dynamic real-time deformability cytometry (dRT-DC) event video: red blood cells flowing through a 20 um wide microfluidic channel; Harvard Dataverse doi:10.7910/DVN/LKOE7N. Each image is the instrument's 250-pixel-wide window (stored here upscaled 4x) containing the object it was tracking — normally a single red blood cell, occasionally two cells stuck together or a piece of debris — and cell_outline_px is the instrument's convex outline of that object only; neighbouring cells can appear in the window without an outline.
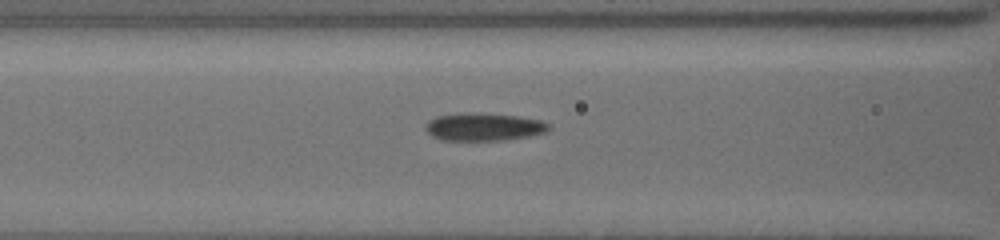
{"species": "common noctule bat (a hibernating species)", "species_latin": "Nyctalus noctula", "temperature_condition": "cold", "stored_images_in_passage": 16, "camera_frame_rate_fps": 3000, "um_per_image_px": 0.085, "animal": {"sex": "female", "body_mass_g": 19.5, "forearm_length_mm": 54.1}, "frame": {"image": 1, "passage_image": 14, "time_ms": 4.333, "image_size_px": [1000, 240], "cell_outline_px": [[548, 128], [544, 132], [528, 136], [504, 140], [440, 140], [432, 136], [424, 128], [428, 120], [436, 116], [516, 116], [540, 120], [548, 124]], "centroid_in_image_um": [41.09, 10.85], "position_along_channel_um": 125.5, "area_um2": 18.55}}